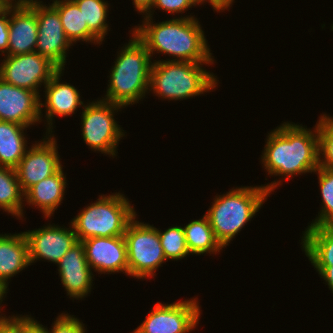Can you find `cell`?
Segmentation results:
<instances>
[{
    "label": "cell",
    "instance_id": "obj_1",
    "mask_svg": "<svg viewBox=\"0 0 333 333\" xmlns=\"http://www.w3.org/2000/svg\"><path fill=\"white\" fill-rule=\"evenodd\" d=\"M314 130L295 124L283 122L271 130L266 136V144L261 155V164L270 176H281V180H274L263 185L272 193L282 180L314 173L319 167V133L316 122ZM284 177V178H283Z\"/></svg>",
    "mask_w": 333,
    "mask_h": 333
},
{
    "label": "cell",
    "instance_id": "obj_2",
    "mask_svg": "<svg viewBox=\"0 0 333 333\" xmlns=\"http://www.w3.org/2000/svg\"><path fill=\"white\" fill-rule=\"evenodd\" d=\"M194 16L157 23L153 22V17H144L142 25L138 24L131 31L146 45L151 59L155 53H161L172 57L167 61L214 62L205 32Z\"/></svg>",
    "mask_w": 333,
    "mask_h": 333
},
{
    "label": "cell",
    "instance_id": "obj_3",
    "mask_svg": "<svg viewBox=\"0 0 333 333\" xmlns=\"http://www.w3.org/2000/svg\"><path fill=\"white\" fill-rule=\"evenodd\" d=\"M128 43L117 52L102 100L128 107L149 92L152 59L146 45L132 31Z\"/></svg>",
    "mask_w": 333,
    "mask_h": 333
},
{
    "label": "cell",
    "instance_id": "obj_4",
    "mask_svg": "<svg viewBox=\"0 0 333 333\" xmlns=\"http://www.w3.org/2000/svg\"><path fill=\"white\" fill-rule=\"evenodd\" d=\"M269 195L263 185L236 187L225 194L215 195L205 215L223 248L229 246L247 222L259 212Z\"/></svg>",
    "mask_w": 333,
    "mask_h": 333
},
{
    "label": "cell",
    "instance_id": "obj_5",
    "mask_svg": "<svg viewBox=\"0 0 333 333\" xmlns=\"http://www.w3.org/2000/svg\"><path fill=\"white\" fill-rule=\"evenodd\" d=\"M152 61L149 92L163 100L190 99L209 93L219 85L217 76L203 68L204 64L210 66L215 62Z\"/></svg>",
    "mask_w": 333,
    "mask_h": 333
},
{
    "label": "cell",
    "instance_id": "obj_6",
    "mask_svg": "<svg viewBox=\"0 0 333 333\" xmlns=\"http://www.w3.org/2000/svg\"><path fill=\"white\" fill-rule=\"evenodd\" d=\"M134 206L120 191L99 195L72 220L78 241L92 237L124 236L127 225L137 215Z\"/></svg>",
    "mask_w": 333,
    "mask_h": 333
},
{
    "label": "cell",
    "instance_id": "obj_7",
    "mask_svg": "<svg viewBox=\"0 0 333 333\" xmlns=\"http://www.w3.org/2000/svg\"><path fill=\"white\" fill-rule=\"evenodd\" d=\"M122 108L124 107L101 98L84 105L81 114V135L89 149L113 158L116 156L118 143L126 133L114 118Z\"/></svg>",
    "mask_w": 333,
    "mask_h": 333
},
{
    "label": "cell",
    "instance_id": "obj_8",
    "mask_svg": "<svg viewBox=\"0 0 333 333\" xmlns=\"http://www.w3.org/2000/svg\"><path fill=\"white\" fill-rule=\"evenodd\" d=\"M137 215L127 225L124 238L127 245L128 275L138 279L155 276L167 259L160 244L158 228L140 222Z\"/></svg>",
    "mask_w": 333,
    "mask_h": 333
},
{
    "label": "cell",
    "instance_id": "obj_9",
    "mask_svg": "<svg viewBox=\"0 0 333 333\" xmlns=\"http://www.w3.org/2000/svg\"><path fill=\"white\" fill-rule=\"evenodd\" d=\"M12 2L32 6L36 10L38 37L35 52L48 58L59 69L65 70L69 48L73 46L67 38L58 11L48 3L38 0H11Z\"/></svg>",
    "mask_w": 333,
    "mask_h": 333
},
{
    "label": "cell",
    "instance_id": "obj_10",
    "mask_svg": "<svg viewBox=\"0 0 333 333\" xmlns=\"http://www.w3.org/2000/svg\"><path fill=\"white\" fill-rule=\"evenodd\" d=\"M132 333H189L199 324L198 298L162 304L157 302Z\"/></svg>",
    "mask_w": 333,
    "mask_h": 333
},
{
    "label": "cell",
    "instance_id": "obj_11",
    "mask_svg": "<svg viewBox=\"0 0 333 333\" xmlns=\"http://www.w3.org/2000/svg\"><path fill=\"white\" fill-rule=\"evenodd\" d=\"M3 56L0 64V78L11 85L32 90L40 98L42 84L45 86L59 70L54 63L38 52Z\"/></svg>",
    "mask_w": 333,
    "mask_h": 333
},
{
    "label": "cell",
    "instance_id": "obj_12",
    "mask_svg": "<svg viewBox=\"0 0 333 333\" xmlns=\"http://www.w3.org/2000/svg\"><path fill=\"white\" fill-rule=\"evenodd\" d=\"M41 141L30 145L15 168L24 194L35 184L57 173L62 167L54 134L46 133Z\"/></svg>",
    "mask_w": 333,
    "mask_h": 333
},
{
    "label": "cell",
    "instance_id": "obj_13",
    "mask_svg": "<svg viewBox=\"0 0 333 333\" xmlns=\"http://www.w3.org/2000/svg\"><path fill=\"white\" fill-rule=\"evenodd\" d=\"M69 225L67 228L49 223L47 226L24 232L28 241L30 265L42 259L55 265L60 261L78 242L72 224Z\"/></svg>",
    "mask_w": 333,
    "mask_h": 333
},
{
    "label": "cell",
    "instance_id": "obj_14",
    "mask_svg": "<svg viewBox=\"0 0 333 333\" xmlns=\"http://www.w3.org/2000/svg\"><path fill=\"white\" fill-rule=\"evenodd\" d=\"M89 267L98 274L128 275L127 245L124 236L92 237L81 241Z\"/></svg>",
    "mask_w": 333,
    "mask_h": 333
},
{
    "label": "cell",
    "instance_id": "obj_15",
    "mask_svg": "<svg viewBox=\"0 0 333 333\" xmlns=\"http://www.w3.org/2000/svg\"><path fill=\"white\" fill-rule=\"evenodd\" d=\"M0 120L31 127L41 122L40 96L0 78Z\"/></svg>",
    "mask_w": 333,
    "mask_h": 333
},
{
    "label": "cell",
    "instance_id": "obj_16",
    "mask_svg": "<svg viewBox=\"0 0 333 333\" xmlns=\"http://www.w3.org/2000/svg\"><path fill=\"white\" fill-rule=\"evenodd\" d=\"M61 284L67 296L84 299L93 287V270L89 267L85 248L81 241L74 244L57 263Z\"/></svg>",
    "mask_w": 333,
    "mask_h": 333
},
{
    "label": "cell",
    "instance_id": "obj_17",
    "mask_svg": "<svg viewBox=\"0 0 333 333\" xmlns=\"http://www.w3.org/2000/svg\"><path fill=\"white\" fill-rule=\"evenodd\" d=\"M64 69H59L52 78L45 84L44 91L45 92V101L42 103L40 98V121H44L42 119L43 112L42 109L45 107V121L47 123L46 133H53V119L56 116L68 117L75 114L77 108L84 107V101H81L80 92L78 89L69 84L60 82L61 76H63ZM82 105V106H81Z\"/></svg>",
    "mask_w": 333,
    "mask_h": 333
},
{
    "label": "cell",
    "instance_id": "obj_18",
    "mask_svg": "<svg viewBox=\"0 0 333 333\" xmlns=\"http://www.w3.org/2000/svg\"><path fill=\"white\" fill-rule=\"evenodd\" d=\"M38 37L36 10L9 2V47L5 55L35 52Z\"/></svg>",
    "mask_w": 333,
    "mask_h": 333
},
{
    "label": "cell",
    "instance_id": "obj_19",
    "mask_svg": "<svg viewBox=\"0 0 333 333\" xmlns=\"http://www.w3.org/2000/svg\"><path fill=\"white\" fill-rule=\"evenodd\" d=\"M28 266L29 248L25 233L0 234V285L8 291L11 277Z\"/></svg>",
    "mask_w": 333,
    "mask_h": 333
},
{
    "label": "cell",
    "instance_id": "obj_20",
    "mask_svg": "<svg viewBox=\"0 0 333 333\" xmlns=\"http://www.w3.org/2000/svg\"><path fill=\"white\" fill-rule=\"evenodd\" d=\"M66 185L67 180L62 167L57 173L33 185L24 194V201L26 202L24 204L38 208L48 220L51 216H54L55 210L62 203L61 201H63L66 193Z\"/></svg>",
    "mask_w": 333,
    "mask_h": 333
},
{
    "label": "cell",
    "instance_id": "obj_21",
    "mask_svg": "<svg viewBox=\"0 0 333 333\" xmlns=\"http://www.w3.org/2000/svg\"><path fill=\"white\" fill-rule=\"evenodd\" d=\"M301 247L312 266H333V226H307Z\"/></svg>",
    "mask_w": 333,
    "mask_h": 333
},
{
    "label": "cell",
    "instance_id": "obj_22",
    "mask_svg": "<svg viewBox=\"0 0 333 333\" xmlns=\"http://www.w3.org/2000/svg\"><path fill=\"white\" fill-rule=\"evenodd\" d=\"M26 128L30 127L0 120V166H18L28 149Z\"/></svg>",
    "mask_w": 333,
    "mask_h": 333
},
{
    "label": "cell",
    "instance_id": "obj_23",
    "mask_svg": "<svg viewBox=\"0 0 333 333\" xmlns=\"http://www.w3.org/2000/svg\"><path fill=\"white\" fill-rule=\"evenodd\" d=\"M50 4L58 11L64 32L72 44L78 41L102 44L84 23L82 12L73 0H59Z\"/></svg>",
    "mask_w": 333,
    "mask_h": 333
},
{
    "label": "cell",
    "instance_id": "obj_24",
    "mask_svg": "<svg viewBox=\"0 0 333 333\" xmlns=\"http://www.w3.org/2000/svg\"><path fill=\"white\" fill-rule=\"evenodd\" d=\"M186 246L190 255H205L207 253L218 254L223 250L221 244L216 240L212 227L206 215L197 220H192L183 227Z\"/></svg>",
    "mask_w": 333,
    "mask_h": 333
},
{
    "label": "cell",
    "instance_id": "obj_25",
    "mask_svg": "<svg viewBox=\"0 0 333 333\" xmlns=\"http://www.w3.org/2000/svg\"><path fill=\"white\" fill-rule=\"evenodd\" d=\"M24 192L20 187L16 169L0 166V209L15 216L24 218Z\"/></svg>",
    "mask_w": 333,
    "mask_h": 333
},
{
    "label": "cell",
    "instance_id": "obj_26",
    "mask_svg": "<svg viewBox=\"0 0 333 333\" xmlns=\"http://www.w3.org/2000/svg\"><path fill=\"white\" fill-rule=\"evenodd\" d=\"M79 7L88 29L101 41L108 33L109 3L105 0H73Z\"/></svg>",
    "mask_w": 333,
    "mask_h": 333
},
{
    "label": "cell",
    "instance_id": "obj_27",
    "mask_svg": "<svg viewBox=\"0 0 333 333\" xmlns=\"http://www.w3.org/2000/svg\"><path fill=\"white\" fill-rule=\"evenodd\" d=\"M314 173L318 176L322 207L308 226H333V169L319 166Z\"/></svg>",
    "mask_w": 333,
    "mask_h": 333
},
{
    "label": "cell",
    "instance_id": "obj_28",
    "mask_svg": "<svg viewBox=\"0 0 333 333\" xmlns=\"http://www.w3.org/2000/svg\"><path fill=\"white\" fill-rule=\"evenodd\" d=\"M158 234L167 260L178 261L190 255L182 226H171L164 230V232L158 229Z\"/></svg>",
    "mask_w": 333,
    "mask_h": 333
},
{
    "label": "cell",
    "instance_id": "obj_29",
    "mask_svg": "<svg viewBox=\"0 0 333 333\" xmlns=\"http://www.w3.org/2000/svg\"><path fill=\"white\" fill-rule=\"evenodd\" d=\"M48 333H85V324L74 315L61 313L57 316Z\"/></svg>",
    "mask_w": 333,
    "mask_h": 333
},
{
    "label": "cell",
    "instance_id": "obj_30",
    "mask_svg": "<svg viewBox=\"0 0 333 333\" xmlns=\"http://www.w3.org/2000/svg\"><path fill=\"white\" fill-rule=\"evenodd\" d=\"M198 6L197 0H154L151 9L142 17H153L152 14L155 12L154 8H158L169 14L184 13L189 8Z\"/></svg>",
    "mask_w": 333,
    "mask_h": 333
},
{
    "label": "cell",
    "instance_id": "obj_31",
    "mask_svg": "<svg viewBox=\"0 0 333 333\" xmlns=\"http://www.w3.org/2000/svg\"><path fill=\"white\" fill-rule=\"evenodd\" d=\"M27 315H12L0 318V333H26Z\"/></svg>",
    "mask_w": 333,
    "mask_h": 333
},
{
    "label": "cell",
    "instance_id": "obj_32",
    "mask_svg": "<svg viewBox=\"0 0 333 333\" xmlns=\"http://www.w3.org/2000/svg\"><path fill=\"white\" fill-rule=\"evenodd\" d=\"M9 47V3L0 11V55H5Z\"/></svg>",
    "mask_w": 333,
    "mask_h": 333
},
{
    "label": "cell",
    "instance_id": "obj_33",
    "mask_svg": "<svg viewBox=\"0 0 333 333\" xmlns=\"http://www.w3.org/2000/svg\"><path fill=\"white\" fill-rule=\"evenodd\" d=\"M319 166L333 169V140H319Z\"/></svg>",
    "mask_w": 333,
    "mask_h": 333
},
{
    "label": "cell",
    "instance_id": "obj_34",
    "mask_svg": "<svg viewBox=\"0 0 333 333\" xmlns=\"http://www.w3.org/2000/svg\"><path fill=\"white\" fill-rule=\"evenodd\" d=\"M317 124L319 140H333V116L321 114Z\"/></svg>",
    "mask_w": 333,
    "mask_h": 333
},
{
    "label": "cell",
    "instance_id": "obj_35",
    "mask_svg": "<svg viewBox=\"0 0 333 333\" xmlns=\"http://www.w3.org/2000/svg\"><path fill=\"white\" fill-rule=\"evenodd\" d=\"M320 275V278H323L325 284L328 285V288L333 293V266H314V269Z\"/></svg>",
    "mask_w": 333,
    "mask_h": 333
},
{
    "label": "cell",
    "instance_id": "obj_36",
    "mask_svg": "<svg viewBox=\"0 0 333 333\" xmlns=\"http://www.w3.org/2000/svg\"><path fill=\"white\" fill-rule=\"evenodd\" d=\"M210 3L209 5H211L213 7V9L216 12H223L225 9L228 10L230 9L229 7L232 6V4L234 3V0H197L198 5H201L203 3Z\"/></svg>",
    "mask_w": 333,
    "mask_h": 333
},
{
    "label": "cell",
    "instance_id": "obj_37",
    "mask_svg": "<svg viewBox=\"0 0 333 333\" xmlns=\"http://www.w3.org/2000/svg\"><path fill=\"white\" fill-rule=\"evenodd\" d=\"M26 333H48V328L32 318L31 315H27Z\"/></svg>",
    "mask_w": 333,
    "mask_h": 333
},
{
    "label": "cell",
    "instance_id": "obj_38",
    "mask_svg": "<svg viewBox=\"0 0 333 333\" xmlns=\"http://www.w3.org/2000/svg\"><path fill=\"white\" fill-rule=\"evenodd\" d=\"M137 12L145 15L152 7L154 0H132Z\"/></svg>",
    "mask_w": 333,
    "mask_h": 333
},
{
    "label": "cell",
    "instance_id": "obj_39",
    "mask_svg": "<svg viewBox=\"0 0 333 333\" xmlns=\"http://www.w3.org/2000/svg\"><path fill=\"white\" fill-rule=\"evenodd\" d=\"M6 293H8L1 285H0V308L2 307V301L5 300L4 298L6 297ZM2 310V309H0ZM3 314H1V311H0V318L3 317L2 316Z\"/></svg>",
    "mask_w": 333,
    "mask_h": 333
},
{
    "label": "cell",
    "instance_id": "obj_40",
    "mask_svg": "<svg viewBox=\"0 0 333 333\" xmlns=\"http://www.w3.org/2000/svg\"><path fill=\"white\" fill-rule=\"evenodd\" d=\"M11 0H0V11L3 10Z\"/></svg>",
    "mask_w": 333,
    "mask_h": 333
}]
</instances>
